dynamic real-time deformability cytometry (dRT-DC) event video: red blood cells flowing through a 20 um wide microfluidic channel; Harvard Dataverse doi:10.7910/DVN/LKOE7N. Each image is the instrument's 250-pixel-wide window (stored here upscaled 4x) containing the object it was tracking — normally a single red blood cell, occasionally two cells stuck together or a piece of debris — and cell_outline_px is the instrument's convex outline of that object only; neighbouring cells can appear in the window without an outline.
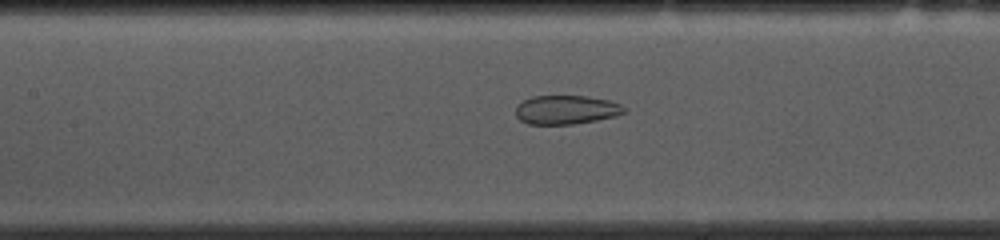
{"species": "common noctule bat (a hibernating species)", "species_latin": "Nyctalus noctula", "temperature_condition": "cold", "stored_images_in_passage": 49, "camera_frame_rate_fps": 3000, "um_per_image_px": 0.085, "animal": {"sex": "female", "body_mass_g": 10.0, "forearm_length_mm": 53.1}, "frame": {"image": 1, "passage_image": 22, "time_ms": 7.0, "image_size_px": [1000, 240], "cell_outline_px": [[628, 108], [624, 112], [616, 116], [596, 120], [572, 124], [528, 124], [520, 120], [516, 116], [516, 104], [532, 96], [584, 96], [608, 100], [620, 104]], "centroid_in_image_um": [48.11, 9.33], "position_along_channel_um": 159.3, "area_um2": 18.26}}
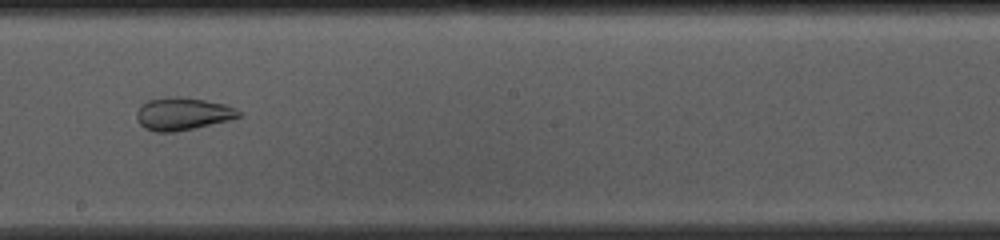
{"frame": {"image": 2, "passage_image": 28, "time_ms": 9.0, "image_size_px": [1000, 240], "cell_outline_px": [[244, 112], [240, 116], [228, 120], [192, 128], [172, 132], [156, 132], [144, 128], [136, 120], [136, 112], [140, 104], [148, 100], [172, 96], [184, 96], [228, 104]], "centroid_in_image_um": [15.52, 9.65], "position_along_channel_um": 232.7, "area_um2": 19.65}}
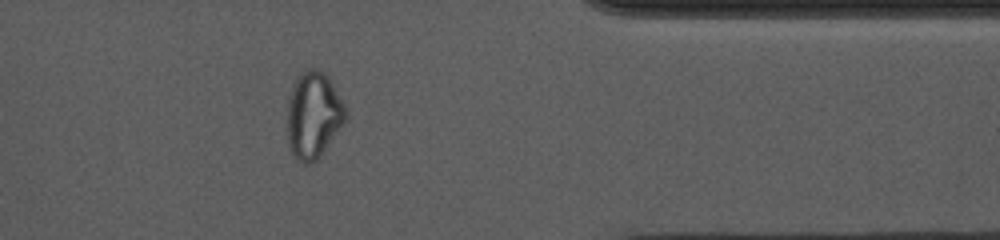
{"frame": {"image": 3, "passage_image": 42, "time_ms": 13.667, "image_size_px": [1000, 240], "cell_outline_px": [[348, 116], [316, 160], [312, 164], [304, 164], [292, 152], [288, 144], [288, 100], [292, 84], [296, 76], [304, 68], [316, 68], [324, 72], [332, 84], [344, 104], [348, 112]], "centroid_in_image_um": [26.62, 9.72], "position_along_channel_um": 384.8, "area_um2": 29.19}, "authors_computed_cell_mechanics": {"area_um2": 26.588, "velocity_mm_per_s": 3.6834, "shape_relaxation_time_tau1_ms": null, "shape_relaxation_time_tau2_ms": 1.4362, "deformation_change_tau1": null, "deformation_change_tau2": 0.0781}}